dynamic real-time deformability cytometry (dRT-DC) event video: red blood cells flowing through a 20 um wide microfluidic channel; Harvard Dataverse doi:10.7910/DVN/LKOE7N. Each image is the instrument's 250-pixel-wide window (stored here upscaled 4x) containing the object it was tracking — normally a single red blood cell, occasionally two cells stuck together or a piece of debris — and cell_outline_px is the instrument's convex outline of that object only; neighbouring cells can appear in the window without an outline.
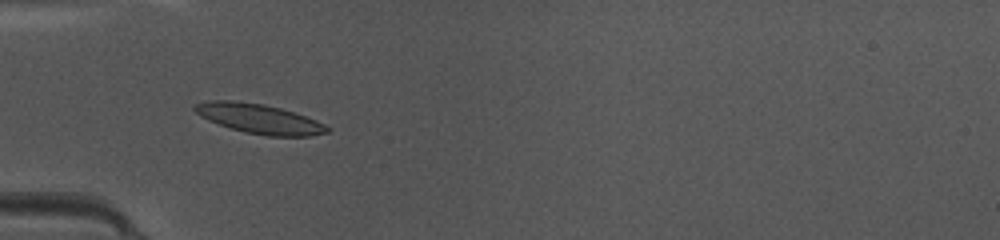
{"species": "common noctule bat (a hibernating species)", "species_latin": "Nyctalus noctula", "temperature_condition": "warm", "stored_images_in_passage": 47, "camera_frame_rate_fps": 3000, "um_per_image_px": 0.085, "animal": {"sex": "female", "body_mass_g": 10.0, "forearm_length_mm": 53.1}, "frame": {"image": 1, "passage_image": 15, "time_ms": 4.667, "image_size_px": [1000, 240], "cell_outline_px": [[332, 128], [328, 132], [308, 136], [268, 136], [244, 132], [228, 128], [208, 120], [200, 116], [192, 108], [196, 104], [212, 100], [232, 100], [264, 104], [280, 108], [316, 120]], "centroid_in_image_um": [22.02, 10.1], "position_along_channel_um": 63.0, "area_um2": 22.77}}
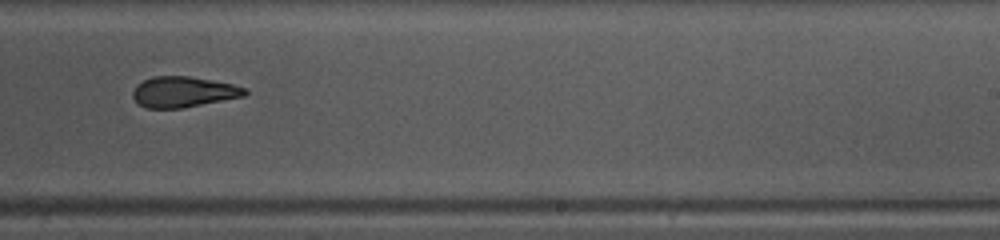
{"frame": {"image": 2, "passage_image": 30, "time_ms": 9.667, "image_size_px": [1000, 240], "cell_outline_px": [[248, 92], [244, 96], [184, 108], [144, 108], [132, 96], [132, 92], [136, 84], [152, 76], [188, 76], [212, 80], [232, 84], [248, 88]], "centroid_in_image_um": [15.59, 7.81], "position_along_channel_um": 273.4, "area_um2": 20.11}}
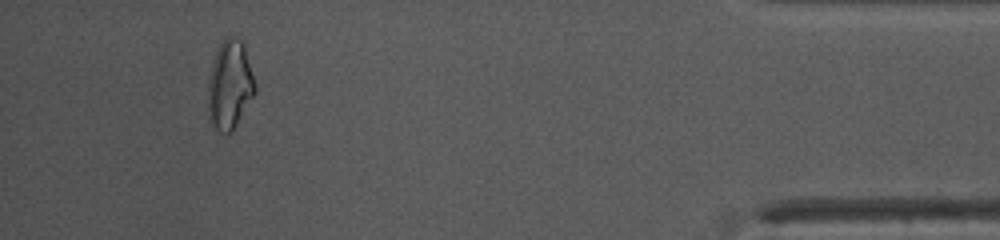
{"frame": {"image": 3, "passage_image": 44, "time_ms": 14.333, "image_size_px": [1000, 240], "cell_outline_px": [[256, 92], [236, 124], [228, 132], [220, 132], [212, 124], [208, 108], [208, 80], [212, 60], [224, 36], [236, 36], [244, 40], [256, 84]], "centroid_in_image_um": [19.55, 7.11], "position_along_channel_um": 415.7, "area_um2": 24.51}, "authors_computed_cell_mechanics": {"area_um2": 21.097, "velocity_mm_per_s": 4.2433, "shape_relaxation_time_tau1_ms": null, "shape_relaxation_time_tau2_ms": 2.3748, "deformation_change_tau1": null, "deformation_change_tau2": 0.0939}}